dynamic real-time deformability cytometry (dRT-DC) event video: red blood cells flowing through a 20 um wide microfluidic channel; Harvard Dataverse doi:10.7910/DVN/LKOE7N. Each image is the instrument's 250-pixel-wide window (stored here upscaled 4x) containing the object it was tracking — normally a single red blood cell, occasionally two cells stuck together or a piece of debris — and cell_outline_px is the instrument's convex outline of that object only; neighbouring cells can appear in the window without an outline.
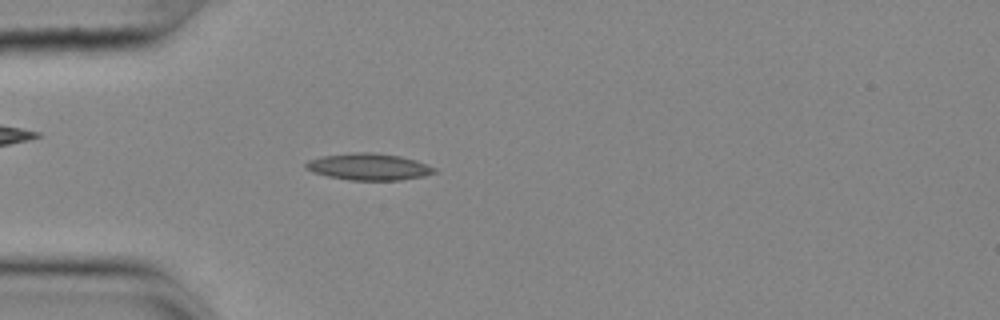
{"species": "common noctule bat (a hibernating species)", "species_latin": "Nyctalus noctula", "temperature_condition": "cold", "stored_images_in_passage": 54, "camera_frame_rate_fps": 3000, "um_per_image_px": 0.085, "animal": {"sex": "female", "body_mass_g": 25.1}, "frame": {"image": 1, "passage_image": 15, "time_ms": 4.667, "image_size_px": [1000, 320], "cell_outline_px": [[436, 172], [424, 176], [400, 180], [348, 180], [328, 176], [312, 172], [304, 168], [304, 164], [308, 160], [320, 156], [352, 152], [368, 152], [400, 156], [416, 160], [436, 168]], "centroid_in_image_um": [31.3, 14.17], "position_along_channel_um": 53.7, "area_um2": 20.11}}
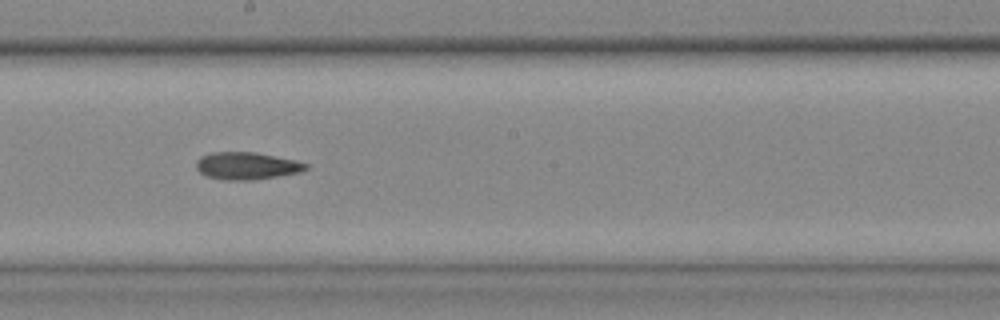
{"frame": {"image": 2, "passage_image": 30, "time_ms": 9.667, "image_size_px": [1000, 320], "cell_outline_px": [[308, 168], [300, 172], [252, 180], [224, 180], [208, 176], [200, 172], [196, 168], [196, 160], [200, 156], [212, 152], [256, 152], [296, 160], [308, 164]], "centroid_in_image_um": [20.96, 14.08], "position_along_channel_um": 227.2, "area_um2": 17.46}}
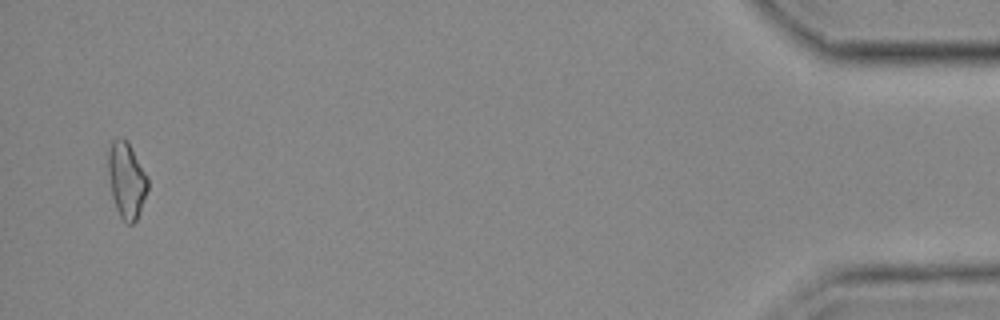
{"frame": {"image": 3, "passage_image": 53, "time_ms": 17.333, "image_size_px": [1000, 320], "cell_outline_px": [[148, 188], [136, 220], [132, 224], [128, 224], [120, 216], [116, 208], [112, 196], [108, 172], [108, 152], [112, 140], [120, 136], [124, 136], [128, 140], [148, 176]], "centroid_in_image_um": [10.75, 15.24], "position_along_channel_um": 424.4, "area_um2": 17.63}}